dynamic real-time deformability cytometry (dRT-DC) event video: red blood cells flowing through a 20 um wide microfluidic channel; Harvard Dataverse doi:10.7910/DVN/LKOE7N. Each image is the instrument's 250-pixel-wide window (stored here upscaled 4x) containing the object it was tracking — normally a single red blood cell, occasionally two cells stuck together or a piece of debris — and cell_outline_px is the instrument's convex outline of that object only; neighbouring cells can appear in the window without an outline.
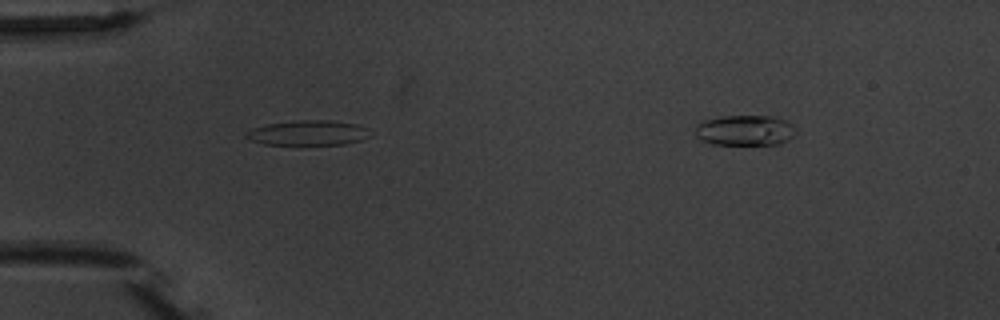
{"species": "common noctule bat (a hibernating species)", "species_latin": "Nyctalus noctula", "temperature_condition": "warm", "stored_images_in_passage": 3, "camera_frame_rate_fps": 3000, "um_per_image_px": 0.085, "animal": {"sex": "male", "body_mass_g": 20.1, "forearm_length_mm": 53.5}, "frame": {"image": 1, "passage_image": 2, "time_ms": 1.333, "image_size_px": [1000, 320], "cell_outline_px": [[368, 136], [360, 140], [344, 144], [264, 144], [252, 140], [244, 136], [252, 128], [268, 124], [300, 120], [328, 120], [356, 124], [368, 128]], "centroid_in_image_um": [26.19, 11.29], "position_along_channel_um": 58.8, "area_um2": 17.63}}